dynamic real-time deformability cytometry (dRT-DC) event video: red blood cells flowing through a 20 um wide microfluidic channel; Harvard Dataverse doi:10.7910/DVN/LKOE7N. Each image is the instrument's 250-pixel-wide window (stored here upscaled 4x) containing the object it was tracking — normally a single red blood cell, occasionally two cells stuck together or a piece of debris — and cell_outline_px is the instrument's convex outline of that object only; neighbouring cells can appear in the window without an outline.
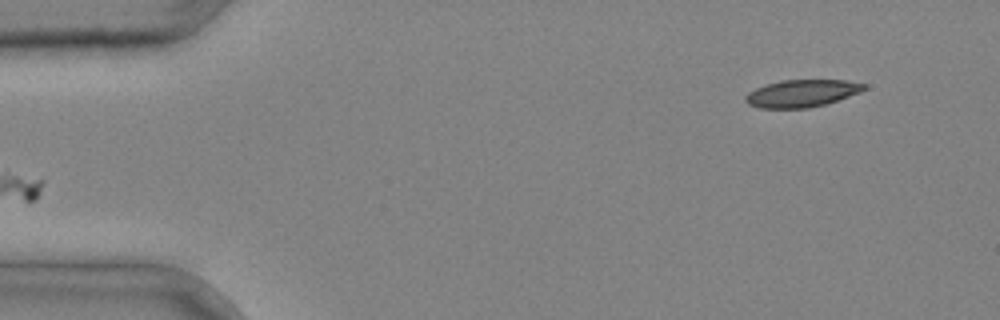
{"species": "common noctule bat (a hibernating species)", "species_latin": "Nyctalus noctula", "temperature_condition": "cold", "stored_images_in_passage": 5, "camera_frame_rate_fps": 3000, "um_per_image_px": 0.085, "animal": {"sex": "male", "body_mass_g": 20.4}, "frame": {"image": 1, "passage_image": 5, "time_ms": 1.333, "image_size_px": [1000, 320], "cell_outline_px": [[864, 88], [860, 92], [824, 104], [808, 108], [760, 108], [748, 104], [744, 100], [744, 96], [748, 92], [756, 88], [768, 84], [784, 80], [844, 80], [864, 84]], "centroid_in_image_um": [68.09, 7.94], "position_along_channel_um": 16.9, "area_um2": 18.55}}